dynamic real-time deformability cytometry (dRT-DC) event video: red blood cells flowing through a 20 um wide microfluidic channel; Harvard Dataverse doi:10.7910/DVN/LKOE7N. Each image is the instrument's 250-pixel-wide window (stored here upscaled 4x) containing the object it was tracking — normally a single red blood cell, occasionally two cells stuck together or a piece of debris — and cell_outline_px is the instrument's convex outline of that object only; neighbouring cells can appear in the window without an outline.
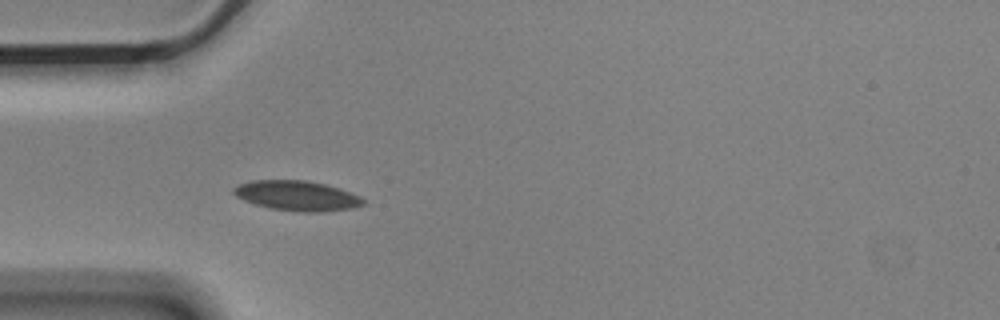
{"species": "Egyptian fruit bat (a non-hibernating species)", "species_latin": "Rousettus aegyptiacus", "temperature_condition": "cold", "stored_images_in_passage": 5, "camera_frame_rate_fps": 3000, "um_per_image_px": 0.085, "animal": {"sex": "male"}, "frame": {"image": 1, "passage_image": 4, "time_ms": 1.0, "image_size_px": [1000, 320], "cell_outline_px": [[368, 204], [352, 208], [324, 212], [300, 212], [268, 208], [244, 200], [236, 196], [232, 192], [232, 188], [240, 184], [252, 180], [304, 180], [324, 184], [340, 188], [360, 196]], "centroid_in_image_um": [25.27, 16.64], "position_along_channel_um": 59.7, "area_um2": 22.77}}
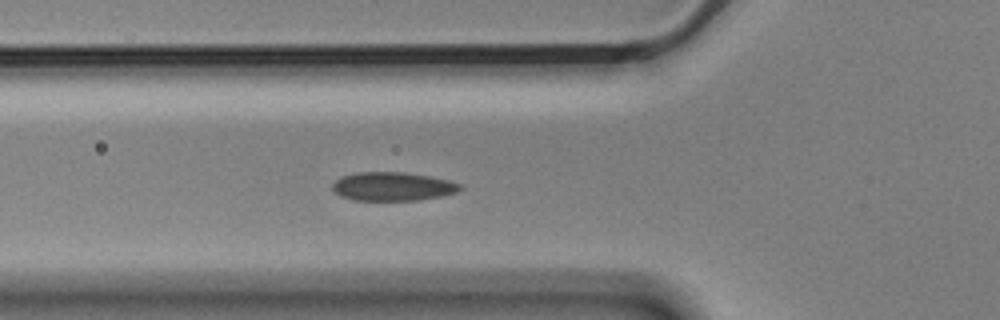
{"frame": {"image": 2, "passage_image": 5, "time_ms": 1.333, "image_size_px": [1000, 320], "cell_outline_px": [[464, 188], [456, 192], [440, 196], [420, 200], [352, 200], [340, 196], [332, 188], [332, 184], [340, 176], [356, 172], [404, 172], [428, 176], [448, 180], [464, 184]], "centroid_in_image_um": [33.38, 15.84], "position_along_channel_um": 92.4, "area_um2": 21.44}}